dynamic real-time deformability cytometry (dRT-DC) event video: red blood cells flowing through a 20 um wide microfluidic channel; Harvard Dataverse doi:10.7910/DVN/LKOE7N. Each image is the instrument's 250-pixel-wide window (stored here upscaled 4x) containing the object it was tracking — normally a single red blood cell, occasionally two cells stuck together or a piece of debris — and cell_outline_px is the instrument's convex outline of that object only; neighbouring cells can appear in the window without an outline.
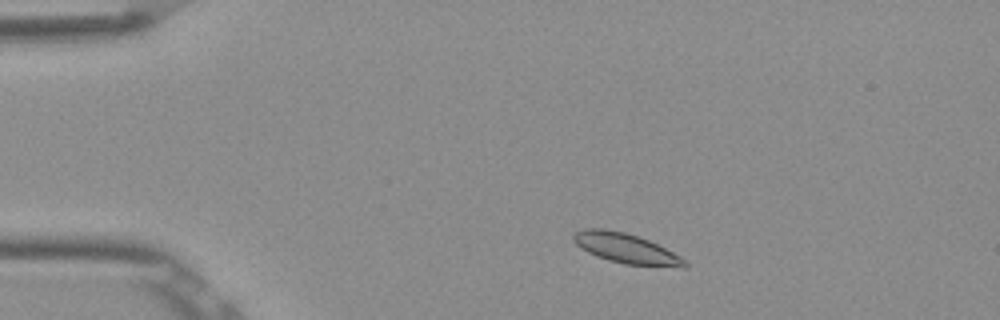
{"species": "Egyptian fruit bat (a non-hibernating species)", "species_latin": "Rousettus aegyptiacus", "temperature_condition": "room temperature", "stored_images_in_passage": 3, "camera_frame_rate_fps": 3000, "um_per_image_px": 0.085, "frame": {"image": 1, "passage_image": 2, "time_ms": 0.333, "image_size_px": [1000, 320], "cell_outline_px": [[688, 264], [684, 268], [624, 264], [608, 260], [596, 256], [580, 248], [572, 240], [572, 236], [576, 232], [584, 228], [604, 228], [624, 232], [648, 240], [680, 256]], "centroid_in_image_um": [53.18, 21.12], "position_along_channel_um": 31.8, "area_um2": 19.36}}